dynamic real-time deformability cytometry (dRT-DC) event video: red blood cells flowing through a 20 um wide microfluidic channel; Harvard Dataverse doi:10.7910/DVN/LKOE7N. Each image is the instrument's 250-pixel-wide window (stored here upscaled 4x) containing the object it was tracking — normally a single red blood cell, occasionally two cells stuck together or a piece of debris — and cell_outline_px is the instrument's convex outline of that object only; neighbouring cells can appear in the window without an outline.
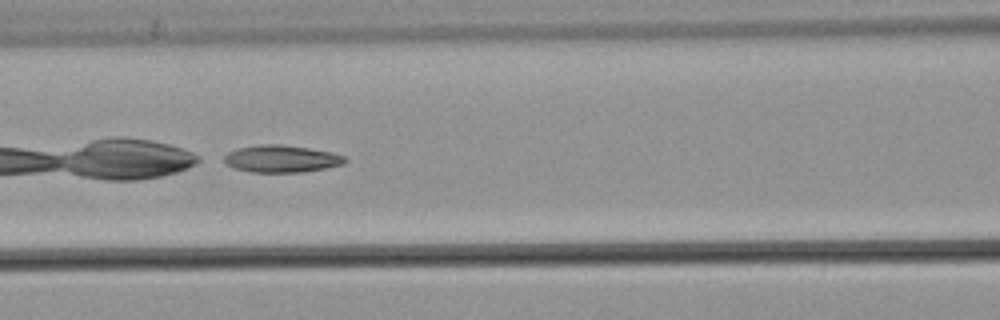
{"species": "common noctule bat (a hibernating species)", "species_latin": "Nyctalus noctula", "temperature_condition": "warm", "stored_images_in_passage": 51, "camera_frame_rate_fps": 3000, "um_per_image_px": 0.085, "animal": {"sex": "male", "body_mass_g": 21.5, "forearm_length_mm": 52.0}, "frame": {"image": 1, "passage_image": 23, "time_ms": 7.333, "image_size_px": [1000, 320], "cell_outline_px": [[348, 160], [344, 164], [304, 172], [252, 172], [236, 168], [224, 164], [224, 156], [228, 152], [236, 148], [260, 144], [280, 144], [308, 148], [332, 152], [344, 156]], "centroid_in_image_um": [23.91, 13.49], "position_along_channel_um": 142.7, "area_um2": 19.19}}
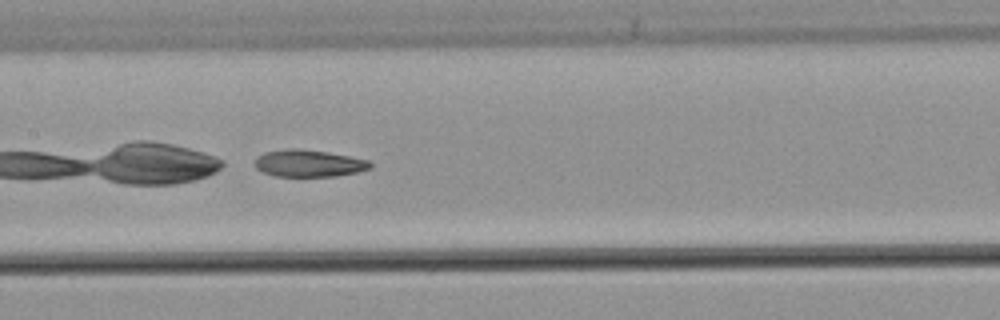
{"frame": {"image": 2, "passage_image": 26, "time_ms": 8.333, "image_size_px": [1000, 320], "cell_outline_px": [[372, 168], [356, 172], [336, 176], [276, 176], [264, 172], [256, 168], [256, 160], [264, 152], [288, 148], [300, 148], [328, 152], [368, 160], [372, 164]], "centroid_in_image_um": [26.27, 13.87], "position_along_channel_um": 181.1, "area_um2": 18.03}}